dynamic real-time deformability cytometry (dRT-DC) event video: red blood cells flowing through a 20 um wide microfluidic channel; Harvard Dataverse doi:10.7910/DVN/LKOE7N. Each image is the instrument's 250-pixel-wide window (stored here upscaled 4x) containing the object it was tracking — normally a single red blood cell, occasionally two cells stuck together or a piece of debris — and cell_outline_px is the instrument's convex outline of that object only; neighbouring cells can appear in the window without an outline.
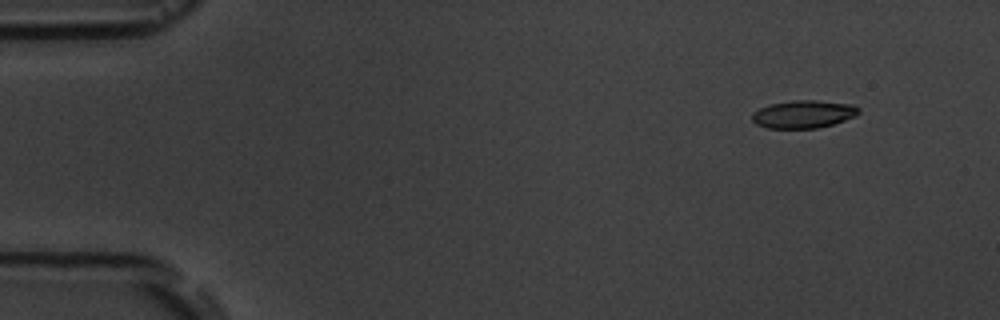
{"species": "common noctule bat (a hibernating species)", "species_latin": "Nyctalus noctula", "temperature_condition": "room temperature", "stored_images_in_passage": 5, "camera_frame_rate_fps": 3000, "um_per_image_px": 0.085, "animal": {"sex": "male", "body_mass_g": 19.5, "forearm_length_mm": 54.6}, "frame": {"image": 1, "passage_image": 1, "time_ms": 0.0, "image_size_px": [1000, 320], "cell_outline_px": [[860, 112], [856, 116], [832, 124], [816, 128], [768, 128], [756, 124], [752, 120], [752, 112], [760, 108], [772, 104], [792, 100], [816, 100], [852, 104], [860, 108]], "centroid_in_image_um": [68.31, 9.7], "position_along_channel_um": 16.7, "area_um2": 17.22}}
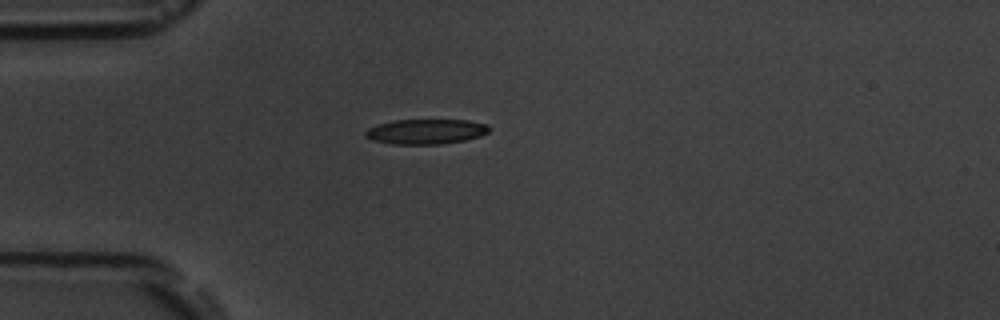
{"frame": {"image": 2, "passage_image": 4, "time_ms": 3.333, "image_size_px": [1000, 320], "cell_outline_px": [[492, 128], [488, 132], [480, 136], [464, 140], [440, 144], [392, 144], [372, 140], [364, 136], [364, 132], [368, 128], [380, 124], [396, 120], [468, 120], [488, 124]], "centroid_in_image_um": [36.22, 11.18], "position_along_channel_um": 48.8, "area_um2": 18.03}}